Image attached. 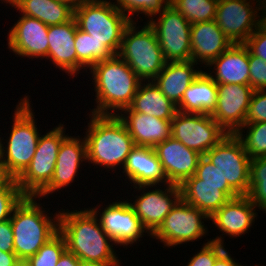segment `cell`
I'll return each instance as SVG.
<instances>
[{"instance_id":"obj_1","label":"cell","mask_w":266,"mask_h":266,"mask_svg":"<svg viewBox=\"0 0 266 266\" xmlns=\"http://www.w3.org/2000/svg\"><path fill=\"white\" fill-rule=\"evenodd\" d=\"M62 210V211H61ZM59 211V232L66 249L79 260L100 263H121L113 249L114 242L102 229L98 217L90 208ZM120 261V262H119Z\"/></svg>"},{"instance_id":"obj_2","label":"cell","mask_w":266,"mask_h":266,"mask_svg":"<svg viewBox=\"0 0 266 266\" xmlns=\"http://www.w3.org/2000/svg\"><path fill=\"white\" fill-rule=\"evenodd\" d=\"M88 73L92 75L97 104L89 113L96 115L117 116L129 108L142 82L118 55L97 62Z\"/></svg>"},{"instance_id":"obj_3","label":"cell","mask_w":266,"mask_h":266,"mask_svg":"<svg viewBox=\"0 0 266 266\" xmlns=\"http://www.w3.org/2000/svg\"><path fill=\"white\" fill-rule=\"evenodd\" d=\"M90 118L85 130L87 163L106 171L125 165L130 151L136 147L124 123L116 115L87 114Z\"/></svg>"},{"instance_id":"obj_4","label":"cell","mask_w":266,"mask_h":266,"mask_svg":"<svg viewBox=\"0 0 266 266\" xmlns=\"http://www.w3.org/2000/svg\"><path fill=\"white\" fill-rule=\"evenodd\" d=\"M37 201L40 199L35 196H25L10 217L14 253L20 261H27L35 255L59 231V210L54 216Z\"/></svg>"},{"instance_id":"obj_5","label":"cell","mask_w":266,"mask_h":266,"mask_svg":"<svg viewBox=\"0 0 266 266\" xmlns=\"http://www.w3.org/2000/svg\"><path fill=\"white\" fill-rule=\"evenodd\" d=\"M28 95L15 105L9 137L0 139V162L10 178L17 179L29 166L41 135ZM6 145L4 146V144Z\"/></svg>"},{"instance_id":"obj_6","label":"cell","mask_w":266,"mask_h":266,"mask_svg":"<svg viewBox=\"0 0 266 266\" xmlns=\"http://www.w3.org/2000/svg\"><path fill=\"white\" fill-rule=\"evenodd\" d=\"M77 27L104 44L114 55L121 46L125 28L131 23L111 0H84L74 9Z\"/></svg>"},{"instance_id":"obj_7","label":"cell","mask_w":266,"mask_h":266,"mask_svg":"<svg viewBox=\"0 0 266 266\" xmlns=\"http://www.w3.org/2000/svg\"><path fill=\"white\" fill-rule=\"evenodd\" d=\"M140 29L131 22L124 30L118 56L122 58L142 81H152L163 69L160 44L147 22ZM137 26V27H136Z\"/></svg>"},{"instance_id":"obj_8","label":"cell","mask_w":266,"mask_h":266,"mask_svg":"<svg viewBox=\"0 0 266 266\" xmlns=\"http://www.w3.org/2000/svg\"><path fill=\"white\" fill-rule=\"evenodd\" d=\"M65 125L59 124L45 135H40L37 149L29 166L16 179L21 192L25 196H37L51 181L59 147L68 136Z\"/></svg>"},{"instance_id":"obj_9","label":"cell","mask_w":266,"mask_h":266,"mask_svg":"<svg viewBox=\"0 0 266 266\" xmlns=\"http://www.w3.org/2000/svg\"><path fill=\"white\" fill-rule=\"evenodd\" d=\"M157 14L147 23L156 34L165 61L191 60V23L171 4Z\"/></svg>"},{"instance_id":"obj_10","label":"cell","mask_w":266,"mask_h":266,"mask_svg":"<svg viewBox=\"0 0 266 266\" xmlns=\"http://www.w3.org/2000/svg\"><path fill=\"white\" fill-rule=\"evenodd\" d=\"M206 220L210 221L204 212L180 198L150 238L169 248L194 242L208 235Z\"/></svg>"},{"instance_id":"obj_11","label":"cell","mask_w":266,"mask_h":266,"mask_svg":"<svg viewBox=\"0 0 266 266\" xmlns=\"http://www.w3.org/2000/svg\"><path fill=\"white\" fill-rule=\"evenodd\" d=\"M219 169L224 182L238 194L247 195L250 181V157L236 134H227L204 154Z\"/></svg>"},{"instance_id":"obj_12","label":"cell","mask_w":266,"mask_h":266,"mask_svg":"<svg viewBox=\"0 0 266 266\" xmlns=\"http://www.w3.org/2000/svg\"><path fill=\"white\" fill-rule=\"evenodd\" d=\"M171 124L172 137L202 156L228 134L210 114L177 111Z\"/></svg>"},{"instance_id":"obj_13","label":"cell","mask_w":266,"mask_h":266,"mask_svg":"<svg viewBox=\"0 0 266 266\" xmlns=\"http://www.w3.org/2000/svg\"><path fill=\"white\" fill-rule=\"evenodd\" d=\"M263 9L257 0H219L214 20L232 44H244L262 23Z\"/></svg>"},{"instance_id":"obj_14","label":"cell","mask_w":266,"mask_h":266,"mask_svg":"<svg viewBox=\"0 0 266 266\" xmlns=\"http://www.w3.org/2000/svg\"><path fill=\"white\" fill-rule=\"evenodd\" d=\"M130 200L118 201L117 199V201L110 202V204L108 202V205L105 208L102 207V209L99 208L101 207L100 204L93 208L89 207L99 217L102 229L113 240L114 245L123 246L126 249L129 244V246H132L138 243L137 241L140 242V239L146 236L144 233L151 236L136 216L130 205Z\"/></svg>"},{"instance_id":"obj_15","label":"cell","mask_w":266,"mask_h":266,"mask_svg":"<svg viewBox=\"0 0 266 266\" xmlns=\"http://www.w3.org/2000/svg\"><path fill=\"white\" fill-rule=\"evenodd\" d=\"M163 186L164 189L157 185L133 187L138 191L137 193L141 191V194L135 195L134 198L136 199L133 200V203L131 200L130 205L134 209L136 216L140 219L143 227L150 235L159 228L164 218L181 198L180 186L174 184H165Z\"/></svg>"},{"instance_id":"obj_16","label":"cell","mask_w":266,"mask_h":266,"mask_svg":"<svg viewBox=\"0 0 266 266\" xmlns=\"http://www.w3.org/2000/svg\"><path fill=\"white\" fill-rule=\"evenodd\" d=\"M254 91L250 85L217 84L216 107L210 115L228 134L243 127Z\"/></svg>"},{"instance_id":"obj_17","label":"cell","mask_w":266,"mask_h":266,"mask_svg":"<svg viewBox=\"0 0 266 266\" xmlns=\"http://www.w3.org/2000/svg\"><path fill=\"white\" fill-rule=\"evenodd\" d=\"M87 161V146L85 138L78 136H67L61 143L56 160L53 177L50 183L36 196L45 198L54 192L72 186L75 177L79 175V168ZM81 165V166H80Z\"/></svg>"},{"instance_id":"obj_18","label":"cell","mask_w":266,"mask_h":266,"mask_svg":"<svg viewBox=\"0 0 266 266\" xmlns=\"http://www.w3.org/2000/svg\"><path fill=\"white\" fill-rule=\"evenodd\" d=\"M7 34L8 49L17 57L47 59L48 26L40 20L20 14Z\"/></svg>"},{"instance_id":"obj_19","label":"cell","mask_w":266,"mask_h":266,"mask_svg":"<svg viewBox=\"0 0 266 266\" xmlns=\"http://www.w3.org/2000/svg\"><path fill=\"white\" fill-rule=\"evenodd\" d=\"M154 150L168 182L178 186L195 174L198 162L202 157L201 154L187 148L173 137L156 145Z\"/></svg>"},{"instance_id":"obj_20","label":"cell","mask_w":266,"mask_h":266,"mask_svg":"<svg viewBox=\"0 0 266 266\" xmlns=\"http://www.w3.org/2000/svg\"><path fill=\"white\" fill-rule=\"evenodd\" d=\"M251 202L247 195L229 199L220 209H218L209 220L217 227L222 236L241 237L248 233L249 229L257 220L259 210ZM224 233V234H223Z\"/></svg>"},{"instance_id":"obj_21","label":"cell","mask_w":266,"mask_h":266,"mask_svg":"<svg viewBox=\"0 0 266 266\" xmlns=\"http://www.w3.org/2000/svg\"><path fill=\"white\" fill-rule=\"evenodd\" d=\"M122 173L132 187L170 184L152 147H134L127 156Z\"/></svg>"},{"instance_id":"obj_22","label":"cell","mask_w":266,"mask_h":266,"mask_svg":"<svg viewBox=\"0 0 266 266\" xmlns=\"http://www.w3.org/2000/svg\"><path fill=\"white\" fill-rule=\"evenodd\" d=\"M118 118L126 126L136 146L152 147L172 137V124L140 112H134L130 107L123 109Z\"/></svg>"},{"instance_id":"obj_23","label":"cell","mask_w":266,"mask_h":266,"mask_svg":"<svg viewBox=\"0 0 266 266\" xmlns=\"http://www.w3.org/2000/svg\"><path fill=\"white\" fill-rule=\"evenodd\" d=\"M76 29L77 23L74 17L66 23L48 26L47 60L52 61L56 68L72 78L77 76Z\"/></svg>"},{"instance_id":"obj_24","label":"cell","mask_w":266,"mask_h":266,"mask_svg":"<svg viewBox=\"0 0 266 266\" xmlns=\"http://www.w3.org/2000/svg\"><path fill=\"white\" fill-rule=\"evenodd\" d=\"M205 68L216 84L249 85V50L244 44H233Z\"/></svg>"},{"instance_id":"obj_25","label":"cell","mask_w":266,"mask_h":266,"mask_svg":"<svg viewBox=\"0 0 266 266\" xmlns=\"http://www.w3.org/2000/svg\"><path fill=\"white\" fill-rule=\"evenodd\" d=\"M231 45L215 20L191 24V60L195 63L206 67Z\"/></svg>"},{"instance_id":"obj_26","label":"cell","mask_w":266,"mask_h":266,"mask_svg":"<svg viewBox=\"0 0 266 266\" xmlns=\"http://www.w3.org/2000/svg\"><path fill=\"white\" fill-rule=\"evenodd\" d=\"M195 65L200 64L193 60L166 62L163 69L152 81L164 96L178 106L186 89L203 71L198 67V70L195 69Z\"/></svg>"},{"instance_id":"obj_27","label":"cell","mask_w":266,"mask_h":266,"mask_svg":"<svg viewBox=\"0 0 266 266\" xmlns=\"http://www.w3.org/2000/svg\"><path fill=\"white\" fill-rule=\"evenodd\" d=\"M217 98V84L202 71L184 92L177 110L184 113L211 114L215 110Z\"/></svg>"},{"instance_id":"obj_28","label":"cell","mask_w":266,"mask_h":266,"mask_svg":"<svg viewBox=\"0 0 266 266\" xmlns=\"http://www.w3.org/2000/svg\"><path fill=\"white\" fill-rule=\"evenodd\" d=\"M130 108L134 112L169 121L174 118L178 111L177 106L163 95L153 81L140 83Z\"/></svg>"},{"instance_id":"obj_29","label":"cell","mask_w":266,"mask_h":266,"mask_svg":"<svg viewBox=\"0 0 266 266\" xmlns=\"http://www.w3.org/2000/svg\"><path fill=\"white\" fill-rule=\"evenodd\" d=\"M13 7L47 26L63 24L74 17V9L58 0H17Z\"/></svg>"},{"instance_id":"obj_30","label":"cell","mask_w":266,"mask_h":266,"mask_svg":"<svg viewBox=\"0 0 266 266\" xmlns=\"http://www.w3.org/2000/svg\"><path fill=\"white\" fill-rule=\"evenodd\" d=\"M180 189L181 198L209 218L230 199L222 191V185L181 184Z\"/></svg>"},{"instance_id":"obj_31","label":"cell","mask_w":266,"mask_h":266,"mask_svg":"<svg viewBox=\"0 0 266 266\" xmlns=\"http://www.w3.org/2000/svg\"><path fill=\"white\" fill-rule=\"evenodd\" d=\"M75 48L77 53V75L82 69L91 68L94 64L114 56L102 43L96 41L88 33L78 27L75 34Z\"/></svg>"},{"instance_id":"obj_32","label":"cell","mask_w":266,"mask_h":266,"mask_svg":"<svg viewBox=\"0 0 266 266\" xmlns=\"http://www.w3.org/2000/svg\"><path fill=\"white\" fill-rule=\"evenodd\" d=\"M219 0H171L174 6L191 24L215 19Z\"/></svg>"},{"instance_id":"obj_33","label":"cell","mask_w":266,"mask_h":266,"mask_svg":"<svg viewBox=\"0 0 266 266\" xmlns=\"http://www.w3.org/2000/svg\"><path fill=\"white\" fill-rule=\"evenodd\" d=\"M247 196L263 213H266V157L250 160V181Z\"/></svg>"},{"instance_id":"obj_34","label":"cell","mask_w":266,"mask_h":266,"mask_svg":"<svg viewBox=\"0 0 266 266\" xmlns=\"http://www.w3.org/2000/svg\"><path fill=\"white\" fill-rule=\"evenodd\" d=\"M236 135L242 141L250 159L266 157V121L244 124Z\"/></svg>"},{"instance_id":"obj_35","label":"cell","mask_w":266,"mask_h":266,"mask_svg":"<svg viewBox=\"0 0 266 266\" xmlns=\"http://www.w3.org/2000/svg\"><path fill=\"white\" fill-rule=\"evenodd\" d=\"M182 184H211L222 185V191L230 198L238 197L239 195L224 182L222 173L217 167L211 164L205 156H202L198 162L196 172L193 176L186 179Z\"/></svg>"},{"instance_id":"obj_36","label":"cell","mask_w":266,"mask_h":266,"mask_svg":"<svg viewBox=\"0 0 266 266\" xmlns=\"http://www.w3.org/2000/svg\"><path fill=\"white\" fill-rule=\"evenodd\" d=\"M65 250V238L58 231L26 262L31 266H56L60 256Z\"/></svg>"},{"instance_id":"obj_37","label":"cell","mask_w":266,"mask_h":266,"mask_svg":"<svg viewBox=\"0 0 266 266\" xmlns=\"http://www.w3.org/2000/svg\"><path fill=\"white\" fill-rule=\"evenodd\" d=\"M115 6L126 15L131 22H135L134 15H145L148 19L157 15L165 6L170 4L169 0H116ZM137 15H136V14Z\"/></svg>"},{"instance_id":"obj_38","label":"cell","mask_w":266,"mask_h":266,"mask_svg":"<svg viewBox=\"0 0 266 266\" xmlns=\"http://www.w3.org/2000/svg\"><path fill=\"white\" fill-rule=\"evenodd\" d=\"M24 197L14 178H9L0 187V222L10 219L14 208Z\"/></svg>"},{"instance_id":"obj_39","label":"cell","mask_w":266,"mask_h":266,"mask_svg":"<svg viewBox=\"0 0 266 266\" xmlns=\"http://www.w3.org/2000/svg\"><path fill=\"white\" fill-rule=\"evenodd\" d=\"M224 237L216 236L203 244L199 252L193 254L185 266H213L216 258L225 250Z\"/></svg>"},{"instance_id":"obj_40","label":"cell","mask_w":266,"mask_h":266,"mask_svg":"<svg viewBox=\"0 0 266 266\" xmlns=\"http://www.w3.org/2000/svg\"><path fill=\"white\" fill-rule=\"evenodd\" d=\"M266 121V90L253 92L244 124Z\"/></svg>"},{"instance_id":"obj_41","label":"cell","mask_w":266,"mask_h":266,"mask_svg":"<svg viewBox=\"0 0 266 266\" xmlns=\"http://www.w3.org/2000/svg\"><path fill=\"white\" fill-rule=\"evenodd\" d=\"M249 85L254 90H266V62L249 52Z\"/></svg>"},{"instance_id":"obj_42","label":"cell","mask_w":266,"mask_h":266,"mask_svg":"<svg viewBox=\"0 0 266 266\" xmlns=\"http://www.w3.org/2000/svg\"><path fill=\"white\" fill-rule=\"evenodd\" d=\"M244 45L249 52L266 62V28L260 24Z\"/></svg>"},{"instance_id":"obj_43","label":"cell","mask_w":266,"mask_h":266,"mask_svg":"<svg viewBox=\"0 0 266 266\" xmlns=\"http://www.w3.org/2000/svg\"><path fill=\"white\" fill-rule=\"evenodd\" d=\"M13 239L14 235L10 219L0 222V250L14 252Z\"/></svg>"},{"instance_id":"obj_44","label":"cell","mask_w":266,"mask_h":266,"mask_svg":"<svg viewBox=\"0 0 266 266\" xmlns=\"http://www.w3.org/2000/svg\"><path fill=\"white\" fill-rule=\"evenodd\" d=\"M213 266H244L238 264L234 258L231 257L229 251L225 249L215 260Z\"/></svg>"},{"instance_id":"obj_45","label":"cell","mask_w":266,"mask_h":266,"mask_svg":"<svg viewBox=\"0 0 266 266\" xmlns=\"http://www.w3.org/2000/svg\"><path fill=\"white\" fill-rule=\"evenodd\" d=\"M80 260L67 249L60 256L56 266H79Z\"/></svg>"},{"instance_id":"obj_46","label":"cell","mask_w":266,"mask_h":266,"mask_svg":"<svg viewBox=\"0 0 266 266\" xmlns=\"http://www.w3.org/2000/svg\"><path fill=\"white\" fill-rule=\"evenodd\" d=\"M20 260L14 252L0 250V266H18Z\"/></svg>"},{"instance_id":"obj_47","label":"cell","mask_w":266,"mask_h":266,"mask_svg":"<svg viewBox=\"0 0 266 266\" xmlns=\"http://www.w3.org/2000/svg\"><path fill=\"white\" fill-rule=\"evenodd\" d=\"M122 263H100L80 260L79 266H121Z\"/></svg>"},{"instance_id":"obj_48","label":"cell","mask_w":266,"mask_h":266,"mask_svg":"<svg viewBox=\"0 0 266 266\" xmlns=\"http://www.w3.org/2000/svg\"><path fill=\"white\" fill-rule=\"evenodd\" d=\"M3 165L0 162V187L9 179Z\"/></svg>"},{"instance_id":"obj_49","label":"cell","mask_w":266,"mask_h":266,"mask_svg":"<svg viewBox=\"0 0 266 266\" xmlns=\"http://www.w3.org/2000/svg\"><path fill=\"white\" fill-rule=\"evenodd\" d=\"M58 1L66 3L73 9H76L84 0H58Z\"/></svg>"},{"instance_id":"obj_50","label":"cell","mask_w":266,"mask_h":266,"mask_svg":"<svg viewBox=\"0 0 266 266\" xmlns=\"http://www.w3.org/2000/svg\"><path fill=\"white\" fill-rule=\"evenodd\" d=\"M263 13L261 14L262 15V25L266 28V7L263 9L262 11Z\"/></svg>"},{"instance_id":"obj_51","label":"cell","mask_w":266,"mask_h":266,"mask_svg":"<svg viewBox=\"0 0 266 266\" xmlns=\"http://www.w3.org/2000/svg\"><path fill=\"white\" fill-rule=\"evenodd\" d=\"M0 1H2L1 3L4 2L5 4H8L9 6L11 5L13 7V5L17 0H0Z\"/></svg>"},{"instance_id":"obj_52","label":"cell","mask_w":266,"mask_h":266,"mask_svg":"<svg viewBox=\"0 0 266 266\" xmlns=\"http://www.w3.org/2000/svg\"><path fill=\"white\" fill-rule=\"evenodd\" d=\"M18 266H31V265H29L26 261H20Z\"/></svg>"}]
</instances>
